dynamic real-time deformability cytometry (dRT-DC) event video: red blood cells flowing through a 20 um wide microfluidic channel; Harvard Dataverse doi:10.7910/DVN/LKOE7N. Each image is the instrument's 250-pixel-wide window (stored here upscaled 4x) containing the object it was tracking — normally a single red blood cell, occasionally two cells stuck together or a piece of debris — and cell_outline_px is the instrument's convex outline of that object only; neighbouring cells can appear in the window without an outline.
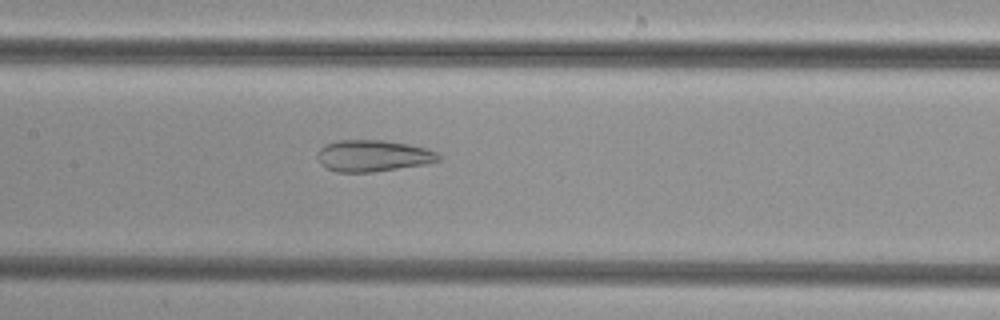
{"species": "common noctule bat (a hibernating species)", "species_latin": "Nyctalus noctula", "temperature_condition": "cold", "stored_images_in_passage": 42, "camera_frame_rate_fps": 3000, "um_per_image_px": 0.085, "animal": {"sex": "female", "body_mass_g": 29.2, "forearm_length_mm": 56.3}, "frame": {"image": 1, "passage_image": 16, "time_ms": 5.0, "image_size_px": [1000, 320], "cell_outline_px": [[440, 160], [424, 164], [372, 172], [336, 172], [320, 164], [320, 148], [324, 144], [336, 140], [384, 140], [408, 144], [424, 148], [436, 152], [440, 156]], "centroid_in_image_um": [31.7, 13.23], "position_along_channel_um": 175.7, "area_um2": 21.96}}
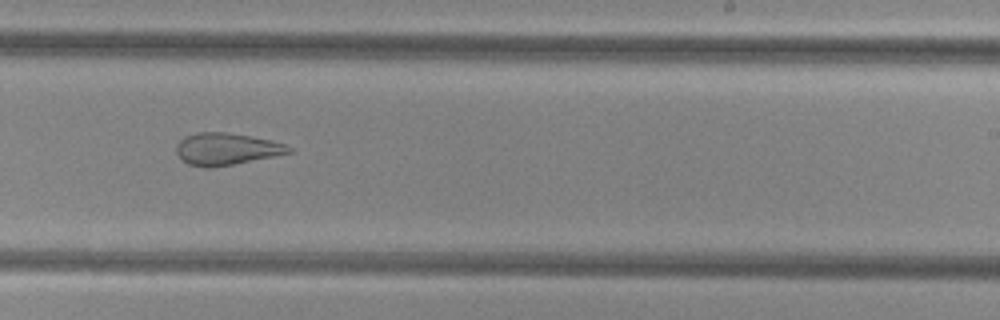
{"frame": {"image": 2, "passage_image": 23, "time_ms": 7.333, "image_size_px": [1000, 320], "cell_outline_px": [[292, 152], [212, 168], [204, 168], [188, 164], [176, 152], [176, 144], [184, 136], [196, 132], [224, 132], [272, 140], [284, 144], [292, 148]], "centroid_in_image_um": [19.2, 12.66], "position_along_channel_um": 269.8, "area_um2": 20.75}}
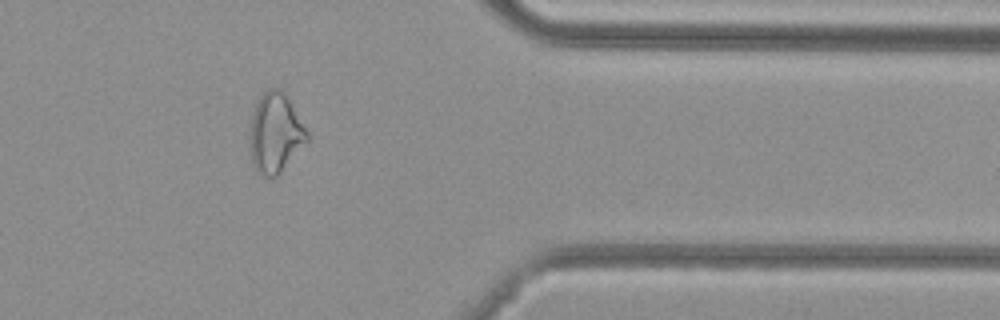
{"frame": {"image": 3, "passage_image": 33, "time_ms": 10.667, "image_size_px": [1000, 320], "cell_outline_px": [[308, 140], [280, 172], [272, 180], [260, 176], [256, 172], [252, 164], [248, 148], [248, 136], [252, 116], [256, 104], [264, 88], [280, 88], [284, 92], [308, 132]], "centroid_in_image_um": [23.34, 11.34], "position_along_channel_um": 388.1, "area_um2": 26.99}}